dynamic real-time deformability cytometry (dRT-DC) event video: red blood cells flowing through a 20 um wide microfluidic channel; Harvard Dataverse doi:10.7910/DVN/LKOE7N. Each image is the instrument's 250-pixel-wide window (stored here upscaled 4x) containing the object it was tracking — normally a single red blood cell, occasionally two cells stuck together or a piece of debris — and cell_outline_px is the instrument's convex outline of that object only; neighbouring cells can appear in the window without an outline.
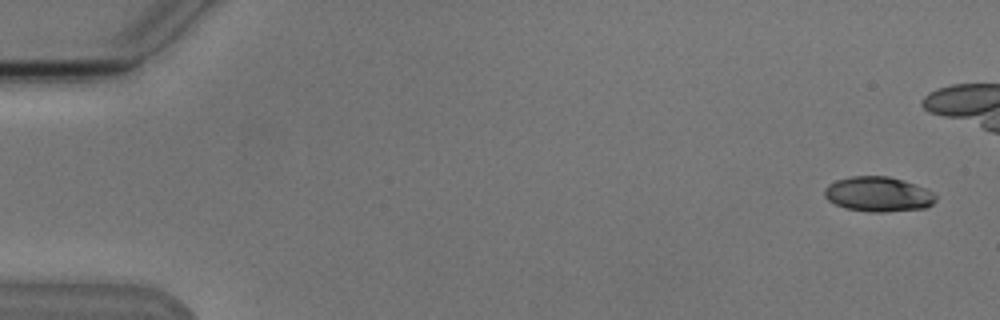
{"species": "Egyptian fruit bat (a non-hibernating species)", "species_latin": "Rousettus aegyptiacus", "temperature_condition": "cold", "stored_images_in_passage": 6, "camera_frame_rate_fps": 3000, "um_per_image_px": 0.085, "animal": {"sex": "male"}, "frame": {"image": 1, "passage_image": 1, "time_ms": 0.0, "image_size_px": [1000, 320], "cell_outline_px": [[936, 200], [932, 204], [924, 208], [884, 212], [872, 212], [848, 208], [836, 204], [828, 200], [824, 196], [824, 188], [828, 184], [836, 180], [848, 176], [888, 176], [924, 188], [932, 192], [936, 196]], "centroid_in_image_um": [74.61, 16.5], "position_along_channel_um": 10.4, "area_um2": 22.37}}